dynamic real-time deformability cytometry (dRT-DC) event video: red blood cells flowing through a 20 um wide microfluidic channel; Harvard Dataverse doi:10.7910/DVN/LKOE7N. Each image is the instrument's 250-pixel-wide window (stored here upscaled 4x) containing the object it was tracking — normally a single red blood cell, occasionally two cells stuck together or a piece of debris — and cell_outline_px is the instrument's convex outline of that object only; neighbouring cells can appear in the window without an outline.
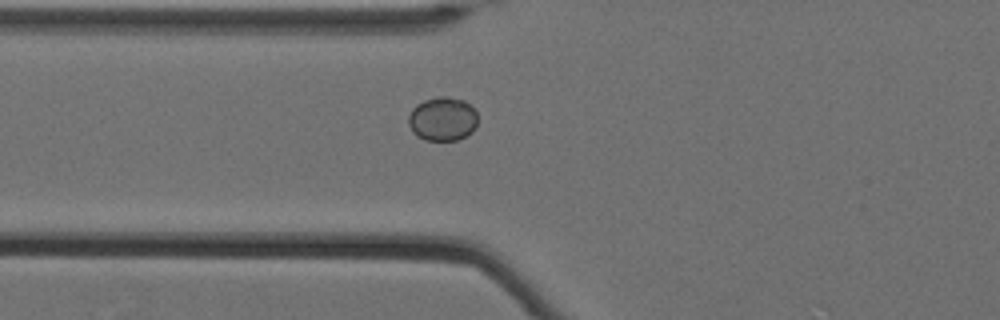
{"species": "Egyptian fruit bat (a non-hibernating species)", "species_latin": "Rousettus aegyptiacus", "temperature_condition": "cold", "stored_images_in_passage": 14, "camera_frame_rate_fps": 3000, "um_per_image_px": 0.085, "animal": {"sex": "female"}, "frame": {"image": 1, "passage_image": 2, "time_ms": 0.333, "image_size_px": [1000, 320], "cell_outline_px": [[476, 128], [472, 132], [456, 140], [424, 140], [412, 132], [408, 124], [408, 116], [412, 108], [416, 104], [424, 100], [440, 96], [448, 96], [464, 100], [476, 112]], "centroid_in_image_um": [37.59, 10.1], "position_along_channel_um": 88.2, "area_um2": 17.74}}
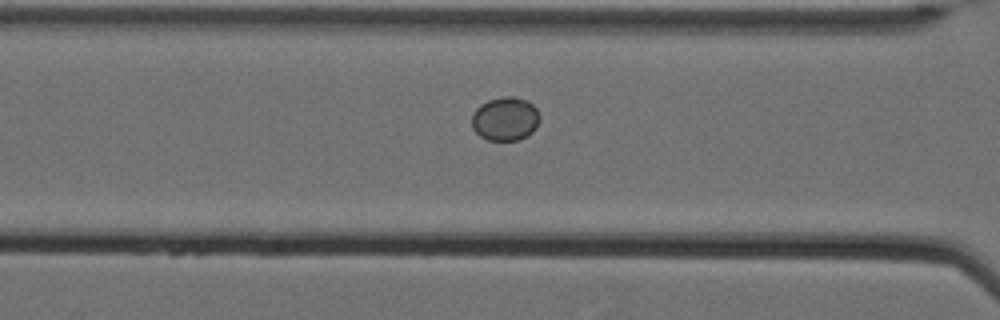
{"frame": {"image": 2, "passage_image": 5, "time_ms": 1.333, "image_size_px": [1000, 320], "cell_outline_px": [[540, 120], [536, 128], [532, 132], [520, 140], [488, 140], [480, 136], [472, 128], [472, 112], [480, 104], [488, 100], [504, 96], [516, 96], [528, 100], [536, 108], [540, 116]], "centroid_in_image_um": [42.95, 10.09], "position_along_channel_um": 123.6, "area_um2": 17.57}}
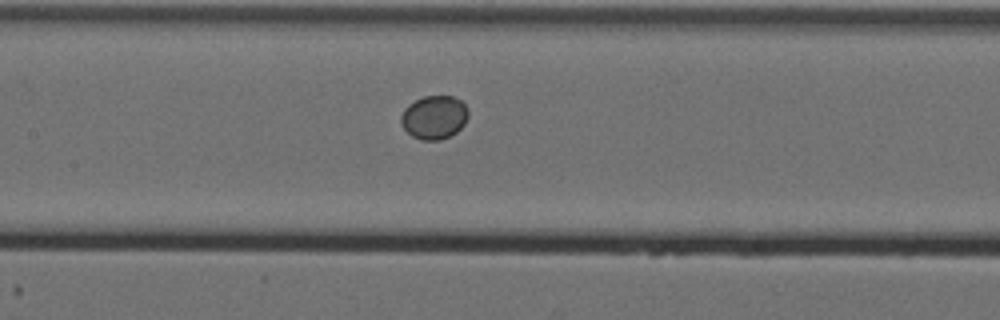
{"frame": {"image": 3, "passage_image": 9, "time_ms": 2.667, "image_size_px": [1000, 320], "cell_outline_px": [[468, 116], [464, 124], [456, 132], [440, 140], [420, 140], [412, 136], [400, 124], [400, 116], [404, 108], [408, 104], [424, 96], [452, 96], [460, 100], [468, 108]], "centroid_in_image_um": [36.88, 9.97], "position_along_channel_um": 170.5, "area_um2": 17.11}}